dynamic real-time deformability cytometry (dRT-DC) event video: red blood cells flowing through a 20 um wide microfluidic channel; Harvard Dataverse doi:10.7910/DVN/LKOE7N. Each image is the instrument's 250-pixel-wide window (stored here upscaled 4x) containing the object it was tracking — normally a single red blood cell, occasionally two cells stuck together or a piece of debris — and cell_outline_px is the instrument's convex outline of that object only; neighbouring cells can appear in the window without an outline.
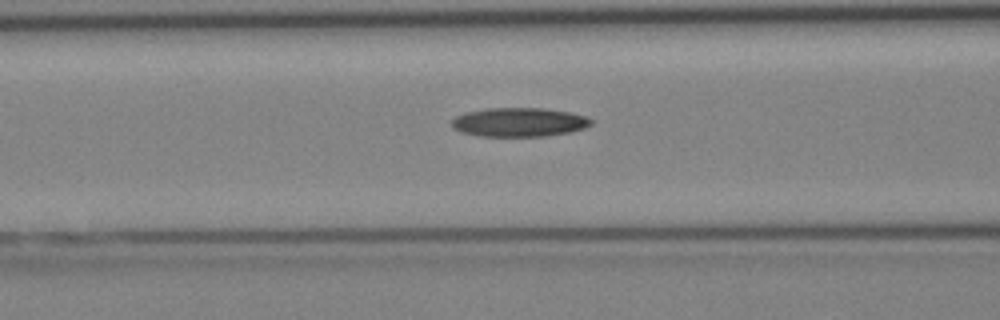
{"species": "Egyptian fruit bat (a non-hibernating species)", "species_latin": "Rousettus aegyptiacus", "temperature_condition": "cold", "stored_images_in_passage": 4, "camera_frame_rate_fps": 3000, "um_per_image_px": 0.085, "animal": {"sex": "female"}, "frame": {"image": 1, "passage_image": 4, "time_ms": 3.667, "image_size_px": [1000, 320], "cell_outline_px": [[592, 124], [584, 128], [568, 132], [544, 136], [480, 136], [460, 132], [452, 128], [452, 120], [456, 116], [464, 112], [488, 108], [544, 108], [572, 112], [588, 116], [592, 120]], "centroid_in_image_um": [44.12, 10.38], "position_along_channel_um": 122.5, "area_um2": 23.7}}